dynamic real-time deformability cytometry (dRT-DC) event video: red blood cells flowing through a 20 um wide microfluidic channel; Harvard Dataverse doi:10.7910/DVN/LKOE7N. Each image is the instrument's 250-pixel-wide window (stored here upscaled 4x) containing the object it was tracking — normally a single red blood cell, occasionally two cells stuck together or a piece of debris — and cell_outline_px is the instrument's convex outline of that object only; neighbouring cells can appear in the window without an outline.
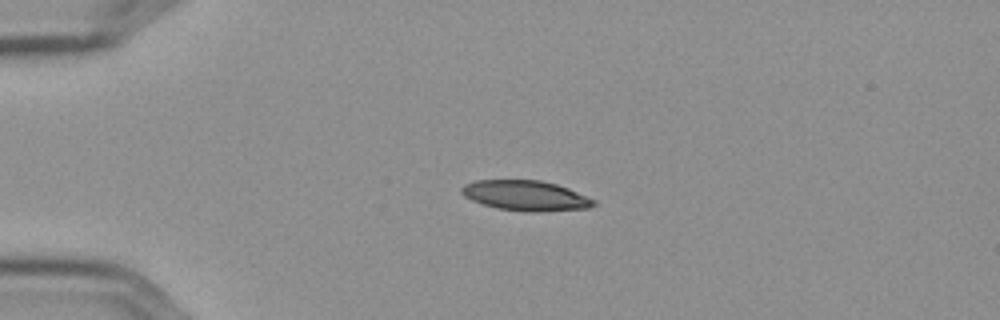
{"species": "Egyptian fruit bat (a non-hibernating species)", "species_latin": "Rousettus aegyptiacus", "temperature_condition": "cold", "stored_images_in_passage": 44, "camera_frame_rate_fps": 3000, "um_per_image_px": 0.085, "frame": {"image": 1, "passage_image": 1, "time_ms": 0.0, "image_size_px": [1000, 320], "cell_outline_px": [[596, 204], [588, 208], [544, 212], [528, 212], [496, 208], [472, 200], [464, 196], [460, 192], [460, 188], [464, 184], [476, 180], [540, 180], [556, 184], [568, 188], [596, 200]], "centroid_in_image_um": [44.68, 16.63], "position_along_channel_um": 40.3, "area_um2": 23.35}}
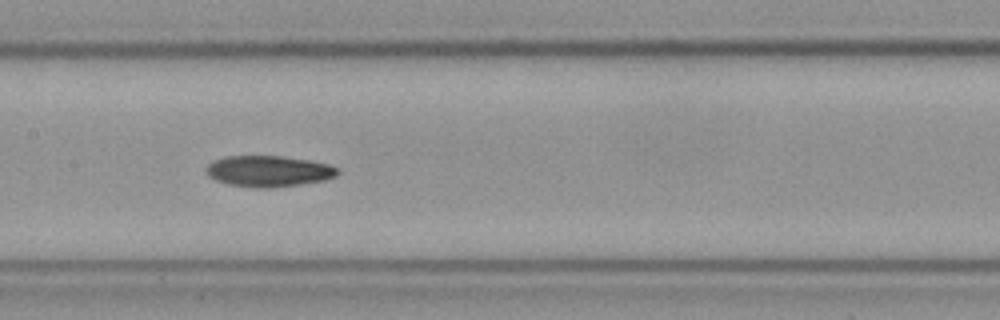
{"frame": {"image": 2, "passage_image": 16, "time_ms": 5.0, "image_size_px": [1000, 320], "cell_outline_px": [[340, 172], [336, 176], [324, 180], [300, 184], [268, 188], [260, 188], [228, 184], [216, 180], [208, 176], [204, 168], [212, 160], [228, 156], [284, 156], [308, 160], [328, 164], [340, 168]], "centroid_in_image_um": [22.82, 14.54], "position_along_channel_um": 184.6, "area_um2": 23.87}}
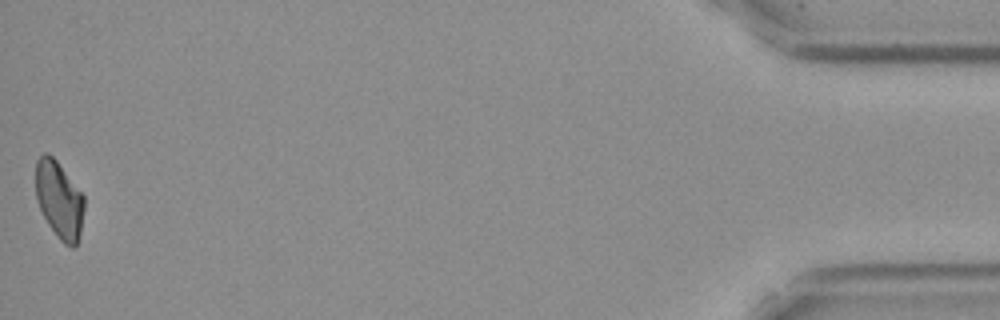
{"frame": {"image": 3, "passage_image": 44, "time_ms": 14.333, "image_size_px": [1000, 320], "cell_outline_px": [[84, 208], [80, 232], [76, 244], [72, 248], [64, 244], [56, 236], [48, 224], [36, 200], [36, 160], [44, 152], [48, 152], [56, 160], [84, 196]], "centroid_in_image_um": [5.02, 16.98], "position_along_channel_um": 430.2, "area_um2": 21.68}, "authors_computed_cell_mechanics": {"area_um2": 23.2067, "velocity_mm_per_s": 3.5812, "shape_relaxation_time_tau1_ms": 10.612, "shape_relaxation_time_tau2_ms": null, "deformation_change_tau1": 0.1988, "deformation_change_tau2": null}}